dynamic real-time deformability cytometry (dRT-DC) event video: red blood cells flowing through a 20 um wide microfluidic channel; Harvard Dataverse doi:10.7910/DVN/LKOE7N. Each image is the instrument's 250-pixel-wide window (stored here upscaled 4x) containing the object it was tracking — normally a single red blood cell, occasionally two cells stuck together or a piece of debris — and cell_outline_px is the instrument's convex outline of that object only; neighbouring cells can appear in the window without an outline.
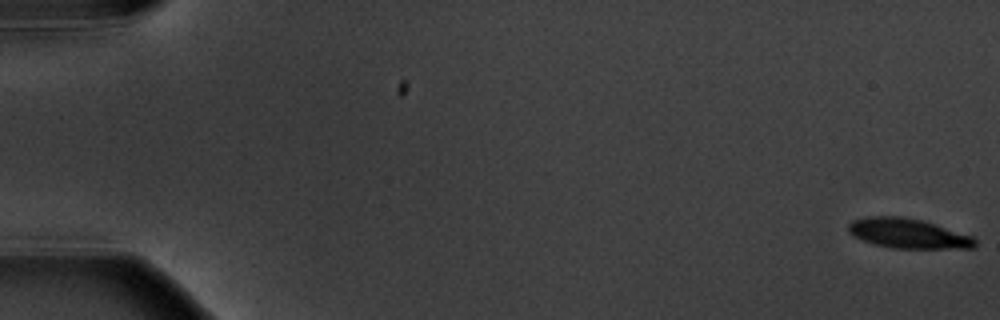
{"species": "common noctule bat (a hibernating species)", "species_latin": "Nyctalus noctula", "temperature_condition": "warm", "stored_images_in_passage": 5, "camera_frame_rate_fps": 3000, "um_per_image_px": 0.085, "animal": {"sex": "male", "body_mass_g": 20.1, "forearm_length_mm": 53.5}, "frame": {"image": 1, "passage_image": 1, "time_ms": 0.0, "image_size_px": [1000, 320], "cell_outline_px": [[976, 244], [972, 248], [892, 248], [872, 244], [852, 236], [848, 232], [848, 224], [852, 220], [868, 216], [900, 216], [920, 220], [972, 236], [976, 240]], "centroid_in_image_um": [77.11, 19.84], "position_along_channel_um": 7.9, "area_um2": 21.85}}
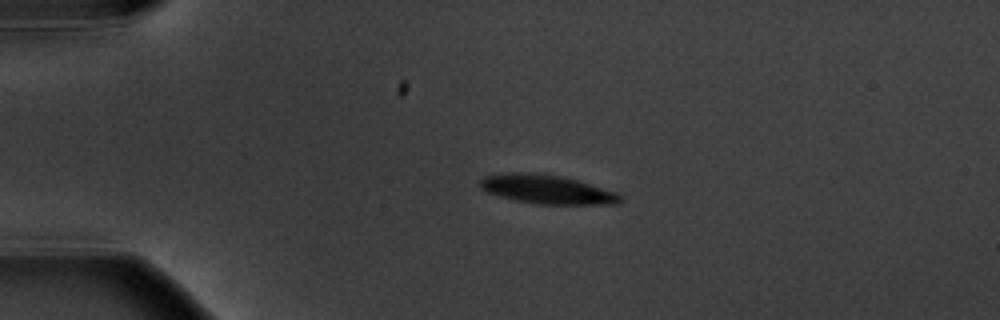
{"frame": {"image": 2, "passage_image": 4, "time_ms": 4.333, "image_size_px": [1000, 320], "cell_outline_px": [[620, 204], [540, 204], [516, 200], [500, 196], [488, 192], [480, 188], [480, 180], [484, 176], [508, 172], [516, 172], [560, 176], [576, 180], [616, 192], [620, 196]], "centroid_in_image_um": [46.46, 16.1], "position_along_channel_um": 38.5, "area_um2": 23.12}}